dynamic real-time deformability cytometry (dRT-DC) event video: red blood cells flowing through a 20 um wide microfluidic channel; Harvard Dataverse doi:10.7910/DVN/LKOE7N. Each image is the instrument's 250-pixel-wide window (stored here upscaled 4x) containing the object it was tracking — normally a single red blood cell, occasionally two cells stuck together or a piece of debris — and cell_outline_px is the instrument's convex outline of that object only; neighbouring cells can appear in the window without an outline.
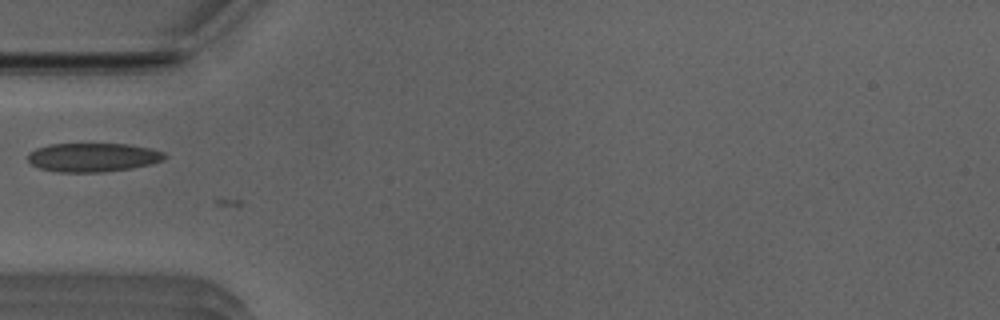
{"species": "Egyptian fruit bat (a non-hibernating species)", "species_latin": "Rousettus aegyptiacus", "temperature_condition": "room temperature", "stored_images_in_passage": 18, "camera_frame_rate_fps": 3000, "um_per_image_px": 0.085, "animal": {"sex": "male"}, "frame": {"image": 1, "passage_image": 10, "time_ms": 3.0, "image_size_px": [1000, 320], "cell_outline_px": [[168, 156], [164, 160], [132, 168], [100, 172], [56, 172], [40, 168], [32, 164], [28, 160], [28, 152], [36, 148], [48, 144], [128, 144], [152, 148], [164, 152]], "centroid_in_image_um": [7.9, 13.37], "position_along_channel_um": 77.1, "area_um2": 23.06}}
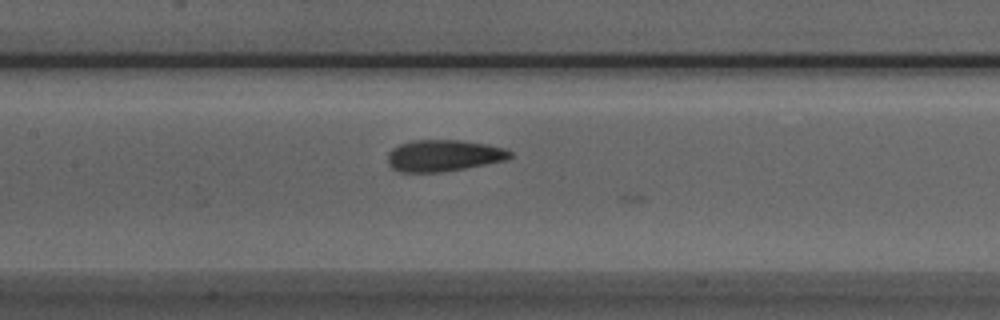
{"frame": {"image": 2, "passage_image": 17, "time_ms": 5.333, "image_size_px": [1000, 320], "cell_outline_px": [[512, 156], [508, 160], [444, 172], [400, 172], [392, 168], [388, 164], [388, 152], [392, 148], [400, 144], [412, 140], [460, 140], [488, 144], [504, 148], [512, 152]], "centroid_in_image_um": [37.72, 13.22], "position_along_channel_um": 169.7, "area_um2": 22.72}}